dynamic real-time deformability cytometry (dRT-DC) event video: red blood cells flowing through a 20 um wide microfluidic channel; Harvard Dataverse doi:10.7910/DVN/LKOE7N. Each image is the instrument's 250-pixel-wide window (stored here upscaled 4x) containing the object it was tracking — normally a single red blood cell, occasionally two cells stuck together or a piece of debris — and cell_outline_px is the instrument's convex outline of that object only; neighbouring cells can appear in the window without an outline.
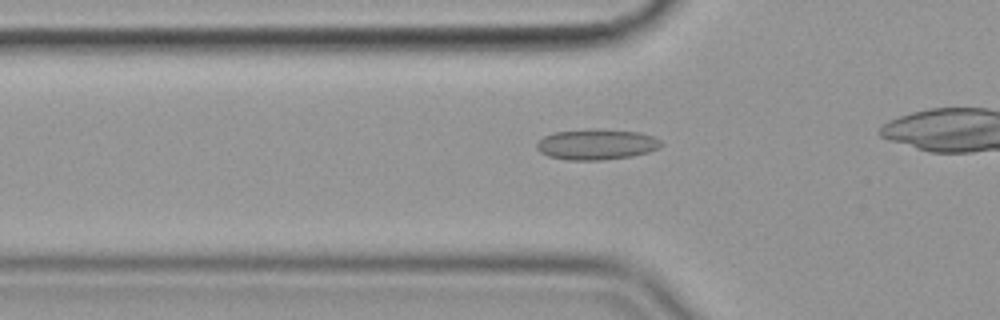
{"species": "common noctule bat (a hibernating species)", "species_latin": "Nyctalus noctula", "temperature_condition": "cold", "stored_images_in_passage": 27, "camera_frame_rate_fps": 3000, "um_per_image_px": 0.085, "animal": {"sex": "female", "body_mass_g": 19.9}, "frame": {"image": 1, "passage_image": 7, "time_ms": 2.0, "image_size_px": [1000, 320], "cell_outline_px": [[664, 144], [660, 148], [648, 152], [632, 156], [600, 160], [568, 160], [548, 156], [540, 152], [536, 148], [536, 144], [544, 136], [552, 132], [592, 128], [596, 128], [640, 132], [652, 136], [660, 140]], "centroid_in_image_um": [50.71, 12.26], "position_along_channel_um": 75.1, "area_um2": 22.48}}
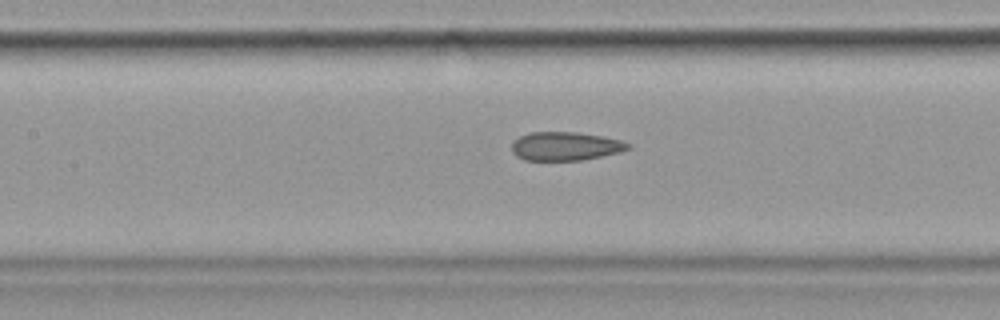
{"frame": {"image": 2, "passage_image": 14, "time_ms": 4.333, "image_size_px": [1000, 320], "cell_outline_px": [[632, 148], [620, 152], [580, 160], [524, 160], [516, 156], [512, 152], [512, 144], [520, 136], [528, 132], [576, 132], [604, 136], [620, 140], [632, 144]], "centroid_in_image_um": [48.08, 12.42], "position_along_channel_um": 159.3, "area_um2": 19.42}}
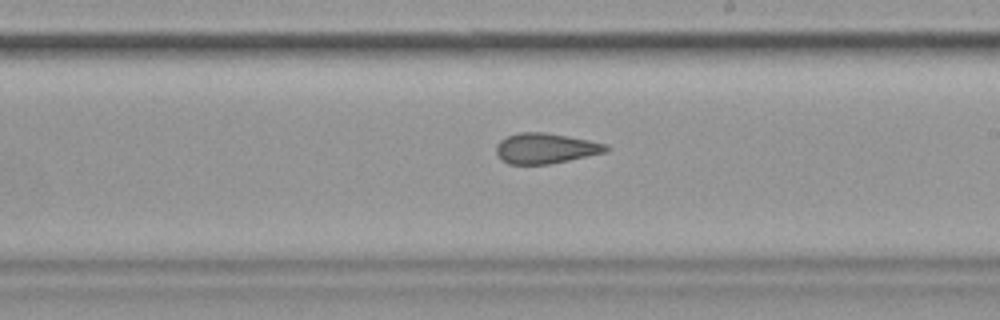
{"frame": {"image": 3, "passage_image": 21, "time_ms": 6.667, "image_size_px": [1000, 320], "cell_outline_px": [[612, 148], [608, 152], [548, 164], [508, 164], [500, 160], [496, 152], [496, 144], [500, 140], [508, 136], [520, 132], [544, 132], [568, 136], [608, 144]], "centroid_in_image_um": [46.39, 12.61], "position_along_channel_um": 242.6, "area_um2": 19.59}}